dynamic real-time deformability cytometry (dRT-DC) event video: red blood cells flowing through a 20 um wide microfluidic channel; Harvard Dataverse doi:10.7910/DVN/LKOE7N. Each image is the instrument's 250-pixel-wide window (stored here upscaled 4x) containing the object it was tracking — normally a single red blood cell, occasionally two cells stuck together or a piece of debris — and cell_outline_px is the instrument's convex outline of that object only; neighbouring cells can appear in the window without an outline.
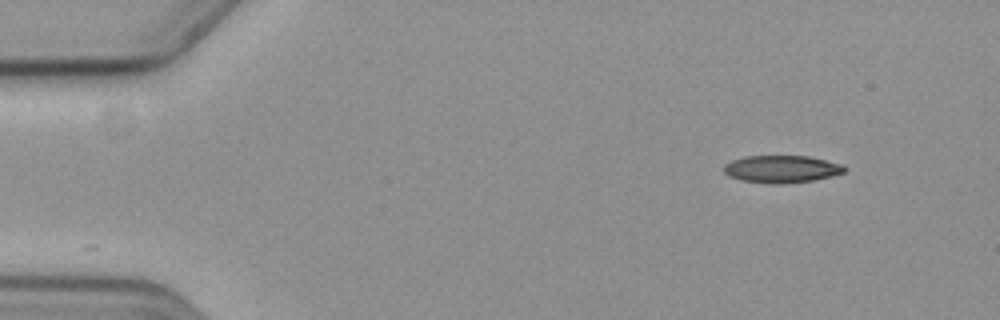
{"species": "common noctule bat (a hibernating species)", "species_latin": "Nyctalus noctula", "temperature_condition": "cold", "stored_images_in_passage": 52, "camera_frame_rate_fps": 3000, "um_per_image_px": 0.085, "animal": {"sex": "female", "body_mass_g": 19.3, "forearm_length_mm": 54.1}, "frame": {"image": 1, "passage_image": 1, "time_ms": 0.0, "image_size_px": [1000, 320], "cell_outline_px": [[848, 168], [844, 172], [832, 176], [812, 180], [780, 184], [776, 184], [744, 180], [728, 176], [724, 172], [724, 164], [732, 160], [744, 156], [808, 156], [844, 164]], "centroid_in_image_um": [66.46, 14.35], "position_along_channel_um": 18.5, "area_um2": 19.19}}
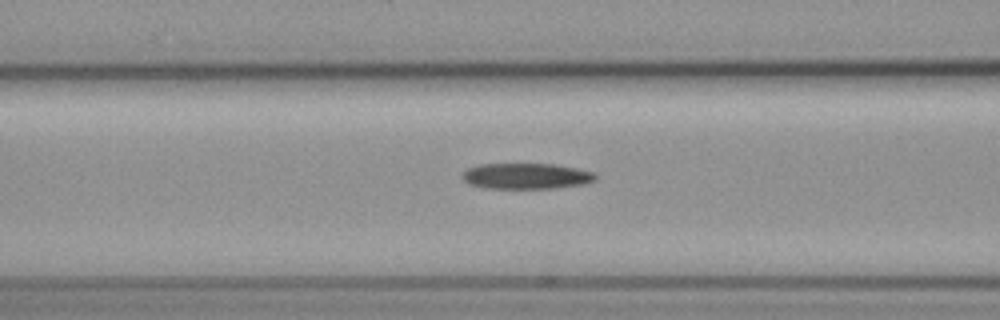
{"frame": {"image": 2, "passage_image": 18, "time_ms": 5.667, "image_size_px": [1000, 320], "cell_outline_px": [[596, 180], [584, 184], [552, 188], [488, 188], [468, 184], [460, 176], [468, 168], [480, 164], [556, 164], [576, 168], [592, 172], [596, 176]], "centroid_in_image_um": [44.71, 14.96], "position_along_channel_um": 121.9, "area_um2": 19.94}}
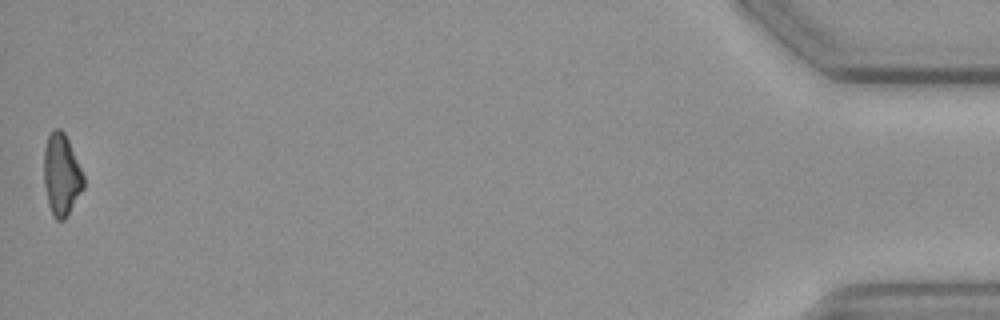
{"frame": {"image": 3, "passage_image": 52, "time_ms": 17.0, "image_size_px": [1000, 320], "cell_outline_px": [[84, 188], [64, 220], [56, 220], [52, 216], [48, 204], [44, 184], [44, 148], [48, 136], [56, 128], [60, 128], [64, 132], [68, 140], [84, 176]], "centroid_in_image_um": [5.22, 14.88], "position_along_channel_um": 430.0, "area_um2": 18.79}}